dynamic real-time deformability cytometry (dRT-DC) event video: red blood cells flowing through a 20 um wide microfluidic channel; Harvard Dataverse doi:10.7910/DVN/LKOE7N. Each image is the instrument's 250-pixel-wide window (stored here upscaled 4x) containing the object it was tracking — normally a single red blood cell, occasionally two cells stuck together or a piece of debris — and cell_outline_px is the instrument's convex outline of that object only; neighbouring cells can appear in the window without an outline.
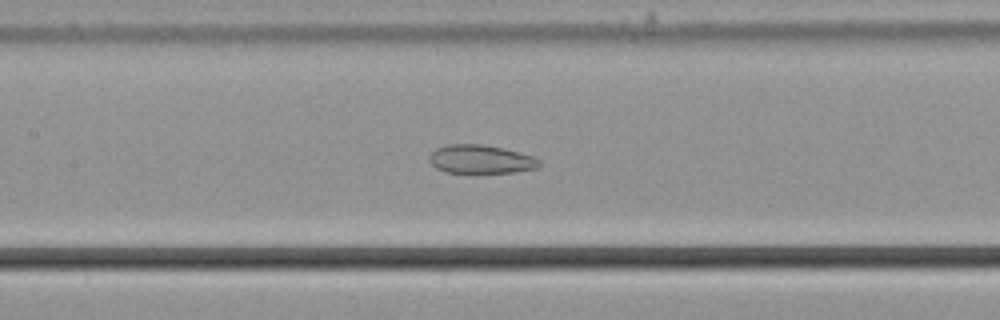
{"species": "common noctule bat (a hibernating species)", "species_latin": "Nyctalus noctula", "temperature_condition": "cold", "stored_images_in_passage": 39, "camera_frame_rate_fps": 3000, "um_per_image_px": 0.085, "animal": {"sex": "male", "body_mass_g": 21.5, "forearm_length_mm": 52.0}, "frame": {"image": 1, "passage_image": 9, "time_ms": 2.667, "image_size_px": [1000, 320], "cell_outline_px": [[540, 164], [536, 168], [516, 172], [444, 172], [436, 168], [428, 160], [428, 156], [436, 148], [448, 144], [480, 144], [504, 148], [520, 152], [532, 156], [540, 160]], "centroid_in_image_um": [40.84, 13.53], "position_along_channel_um": 166.6, "area_um2": 18.26}}
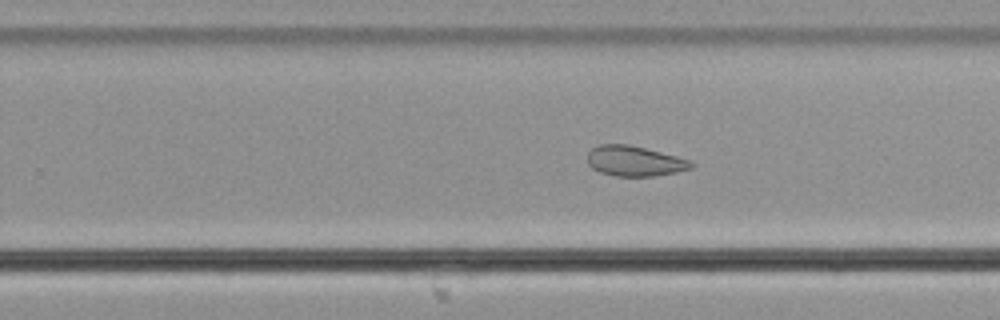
{"frame": {"image": 2, "passage_image": 18, "time_ms": 5.667, "image_size_px": [1000, 320], "cell_outline_px": [[696, 164], [692, 168], [676, 172], [652, 176], [616, 176], [600, 172], [592, 168], [588, 164], [588, 152], [592, 148], [600, 144], [628, 144], [676, 156], [688, 160]], "centroid_in_image_um": [53.92, 13.69], "position_along_channel_um": 275.9, "area_um2": 18.15}}
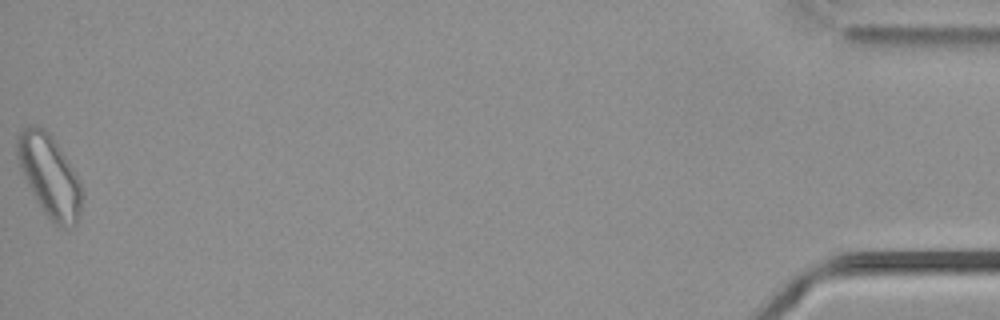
{"frame": {"image": 3, "passage_image": 39, "time_ms": 12.667, "image_size_px": [1000, 320], "cell_outline_px": [[84, 196], [80, 212], [76, 224], [64, 228], [60, 228], [44, 212], [36, 200], [20, 168], [16, 156], [16, 140], [20, 128], [28, 124], [32, 124], [44, 128], [52, 136], [80, 180], [84, 192]], "centroid_in_image_um": [4.21, 14.92], "position_along_channel_um": 431.0, "area_um2": 31.04}, "authors_computed_cell_mechanics": {"area_um2": 20.0566, "velocity_mm_per_s": 3.6541, "shape_relaxation_time_tau1_ms": null, "shape_relaxation_time_tau2_ms": 1.6747, "deformation_change_tau1": null, "deformation_change_tau2": 0.068}}